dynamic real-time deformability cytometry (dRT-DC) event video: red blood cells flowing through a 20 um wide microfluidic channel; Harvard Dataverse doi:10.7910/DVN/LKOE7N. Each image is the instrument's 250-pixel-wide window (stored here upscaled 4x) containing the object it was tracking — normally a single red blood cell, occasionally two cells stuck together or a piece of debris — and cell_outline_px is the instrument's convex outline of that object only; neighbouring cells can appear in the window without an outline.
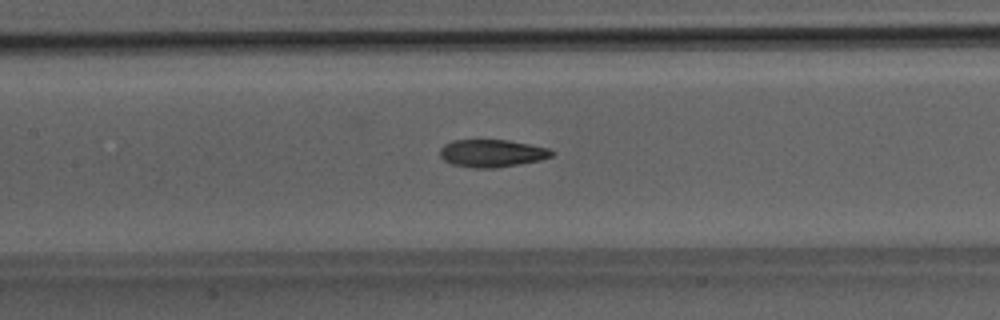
{"species": "Egyptian fruit bat (a non-hibernating species)", "species_latin": "Rousettus aegyptiacus", "temperature_condition": "room temperature", "stored_images_in_passage": 16, "camera_frame_rate_fps": 3000, "um_per_image_px": 0.085, "animal": {"sex": "male"}, "frame": {"image": 1, "passage_image": 9, "time_ms": 2.667, "image_size_px": [1000, 320], "cell_outline_px": [[556, 152], [552, 156], [540, 160], [496, 168], [472, 168], [452, 164], [444, 160], [440, 156], [440, 148], [444, 144], [452, 140], [508, 140], [548, 148]], "centroid_in_image_um": [41.8, 13.03], "position_along_channel_um": 165.6, "area_um2": 17.98}}